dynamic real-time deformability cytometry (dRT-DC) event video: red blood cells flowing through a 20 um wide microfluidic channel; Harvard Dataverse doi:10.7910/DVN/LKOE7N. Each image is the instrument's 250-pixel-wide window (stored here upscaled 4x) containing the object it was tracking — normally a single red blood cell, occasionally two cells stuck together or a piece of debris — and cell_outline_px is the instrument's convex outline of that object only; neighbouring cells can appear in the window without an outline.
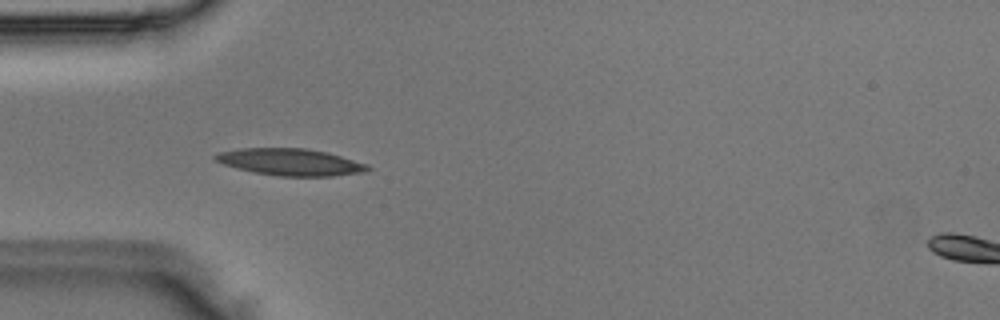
{"species": "Egyptian fruit bat (a non-hibernating species)", "species_latin": "Rousettus aegyptiacus", "temperature_condition": "room temperature", "stored_images_in_passage": 27, "camera_frame_rate_fps": 3000, "um_per_image_px": 0.085, "animal": {"sex": "male"}, "frame": {"image": 1, "passage_image": 6, "time_ms": 1.667, "image_size_px": [1000, 320], "cell_outline_px": [[372, 168], [368, 172], [332, 176], [280, 176], [256, 172], [224, 164], [216, 160], [212, 156], [216, 152], [240, 148], [308, 148], [328, 152], [368, 164]], "centroid_in_image_um": [24.74, 13.76], "position_along_channel_um": 60.3, "area_um2": 23.93}}
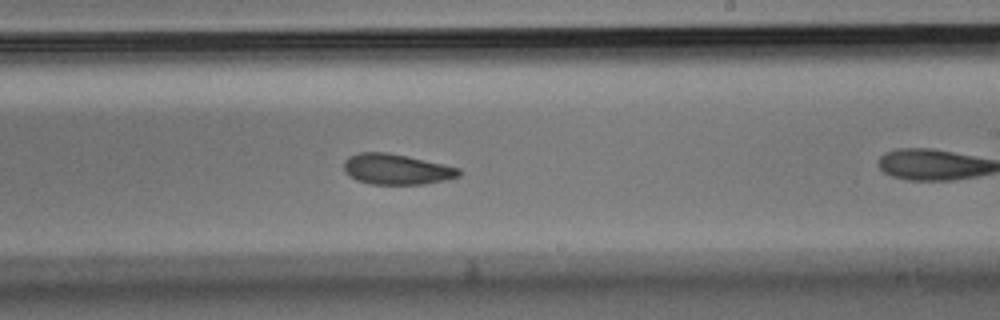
{"frame": {"image": 2, "passage_image": 17, "time_ms": 5.333, "image_size_px": [1000, 320], "cell_outline_px": [[460, 176], [444, 180], [424, 184], [372, 184], [356, 180], [344, 172], [344, 160], [348, 156], [360, 152], [384, 152], [444, 164], [460, 168]], "centroid_in_image_um": [33.67, 14.39], "position_along_channel_um": 255.3, "area_um2": 20.35}}
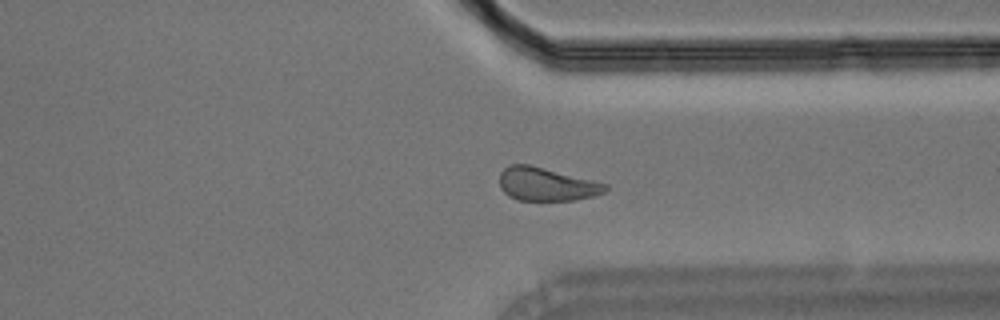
{"frame": {"image": 3, "passage_image": 25, "time_ms": 8.0, "image_size_px": [1000, 320], "cell_outline_px": [[608, 188], [604, 192], [592, 196], [572, 200], [516, 200], [508, 196], [500, 188], [500, 172], [508, 164], [528, 164], [608, 184]], "centroid_in_image_um": [46.4, 15.66], "position_along_channel_um": 365.0, "area_um2": 20.4}}